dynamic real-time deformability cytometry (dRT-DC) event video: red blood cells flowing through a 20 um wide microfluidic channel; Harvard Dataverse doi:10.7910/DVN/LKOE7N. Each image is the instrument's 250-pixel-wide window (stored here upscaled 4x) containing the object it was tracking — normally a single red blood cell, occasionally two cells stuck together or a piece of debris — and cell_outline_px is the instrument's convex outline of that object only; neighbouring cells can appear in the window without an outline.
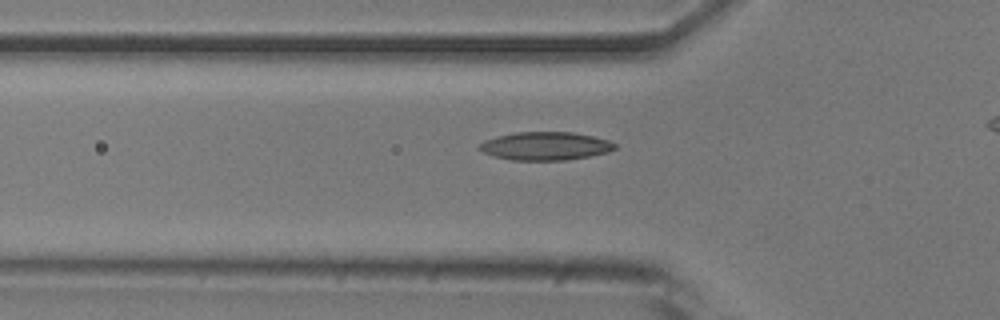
{"species": "common noctule bat (a hibernating species)", "species_latin": "Nyctalus noctula", "temperature_condition": "room temperature", "stored_images_in_passage": 44, "camera_frame_rate_fps": 3000, "um_per_image_px": 0.085, "animal": {"sex": "male", "body_mass_g": 20.5, "forearm_length_mm": 52.5}, "frame": {"image": 1, "passage_image": 16, "time_ms": 5.0, "image_size_px": [1000, 320], "cell_outline_px": [[616, 148], [608, 152], [588, 156], [564, 160], [512, 160], [496, 156], [484, 152], [476, 148], [484, 140], [496, 136], [516, 132], [572, 132], [592, 136], [608, 140], [616, 144]], "centroid_in_image_um": [46.34, 12.4], "position_along_channel_um": 79.5, "area_um2": 22.14}}
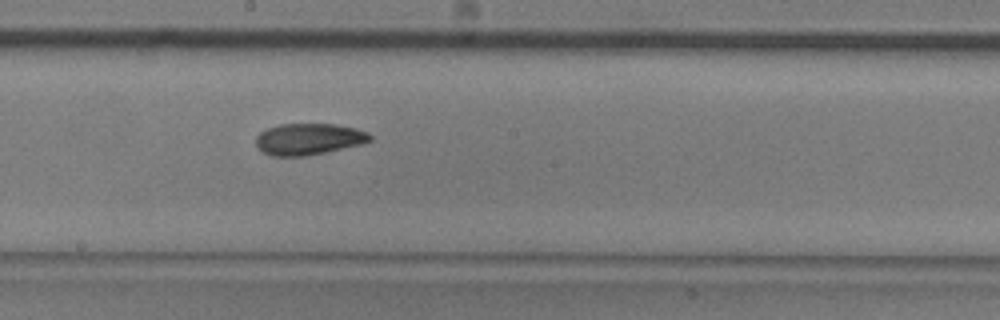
{"frame": {"image": 2, "passage_image": 27, "time_ms": 8.667, "image_size_px": [1000, 320], "cell_outline_px": [[372, 140], [360, 144], [324, 152], [304, 156], [272, 156], [264, 152], [256, 144], [256, 136], [260, 132], [268, 128], [280, 124], [336, 124], [356, 128], [368, 132], [372, 136]], "centroid_in_image_um": [26.24, 11.81], "position_along_channel_um": 222.0, "area_um2": 20.75}}
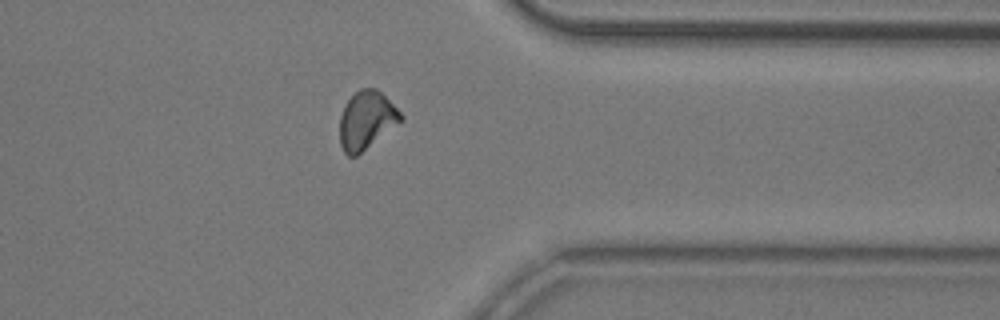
{"frame": {"image": 3, "passage_image": 40, "time_ms": 13.0, "image_size_px": [1000, 320], "cell_outline_px": [[404, 120], [356, 156], [348, 156], [344, 152], [340, 144], [340, 116], [344, 104], [360, 88], [376, 88], [404, 116]], "centroid_in_image_um": [31.14, 10.22], "position_along_channel_um": 380.3, "area_um2": 20.52}, "authors_computed_cell_mechanics": {"area_um2": 21.0681, "velocity_mm_per_s": 3.8617, "shape_relaxation_time_tau1_ms": null, "shape_relaxation_time_tau2_ms": 5.3213, "deformation_change_tau1": null, "deformation_change_tau2": 0.1076}}